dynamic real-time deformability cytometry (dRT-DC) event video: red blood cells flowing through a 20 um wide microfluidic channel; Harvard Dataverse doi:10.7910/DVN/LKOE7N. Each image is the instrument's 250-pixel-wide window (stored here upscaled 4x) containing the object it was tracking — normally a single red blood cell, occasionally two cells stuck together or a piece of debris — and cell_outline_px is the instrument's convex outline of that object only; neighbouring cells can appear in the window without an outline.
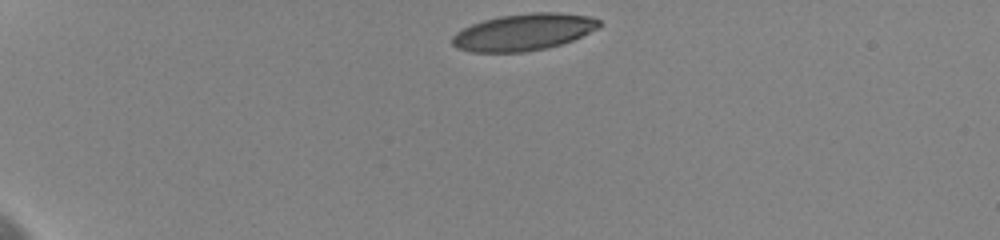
{"species": "human", "species_latin": "Homo sapiens", "temperature_condition": "cold", "stored_images_in_passage": 34, "camera_frame_rate_fps": 3000, "um_per_image_px": 0.085, "donor": {"sex": "female"}, "frame": {"image": 1, "passage_image": 1, "time_ms": 0.0, "image_size_px": [1000, 240], "cell_outline_px": [[600, 28], [572, 40], [560, 44], [544, 48], [524, 52], [468, 52], [456, 48], [452, 44], [452, 36], [456, 32], [472, 24], [484, 20], [500, 16], [532, 12], [556, 12], [588, 16], [600, 20]], "centroid_in_image_um": [44.49, 2.73], "position_along_channel_um": 40.5, "area_um2": 31.44}}
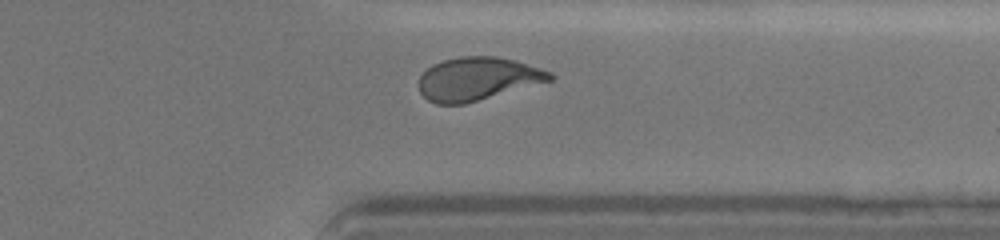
{"frame": {"image": 2, "passage_image": 32, "time_ms": 11.0, "image_size_px": [1000, 240], "cell_outline_px": [[556, 76], [552, 80], [464, 104], [436, 104], [428, 100], [420, 92], [420, 76], [432, 64], [444, 60], [460, 56], [496, 56], [516, 60], [552, 72]], "centroid_in_image_um": [40.61, 6.69], "position_along_channel_um": 370.8, "area_um2": 32.83}, "authors_computed_cell_mechanics": {"area_um2": 33.3217, "velocity_mm_per_s": 3.6338, "shape_relaxation_time_tau1_ms": 4.6987, "shape_relaxation_time_tau2_ms": 1.6858, "deformation_change_tau1": 0.1855, "deformation_change_tau2": 0.0927}}